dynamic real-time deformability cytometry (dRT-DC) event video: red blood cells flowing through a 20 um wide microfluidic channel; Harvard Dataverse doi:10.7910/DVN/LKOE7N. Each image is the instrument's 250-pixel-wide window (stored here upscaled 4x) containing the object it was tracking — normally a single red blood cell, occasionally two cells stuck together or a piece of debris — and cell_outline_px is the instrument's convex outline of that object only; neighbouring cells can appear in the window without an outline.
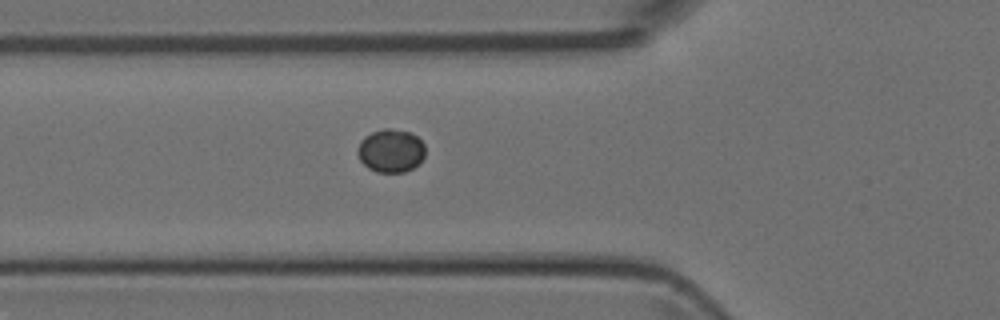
{"species": "Egyptian fruit bat (a non-hibernating species)", "species_latin": "Rousettus aegyptiacus", "temperature_condition": "room temperature", "stored_images_in_passage": 27, "camera_frame_rate_fps": 3000, "um_per_image_px": 0.085, "animal": {"sex": "female"}, "frame": {"image": 1, "passage_image": 2, "time_ms": 0.333, "image_size_px": [1000, 320], "cell_outline_px": [[424, 156], [412, 168], [404, 172], [376, 172], [368, 168], [360, 160], [356, 152], [356, 148], [360, 140], [364, 136], [372, 132], [384, 128], [392, 128], [408, 132], [416, 136], [424, 144]], "centroid_in_image_um": [33.17, 12.8], "position_along_channel_um": 92.6, "area_um2": 17.05}}
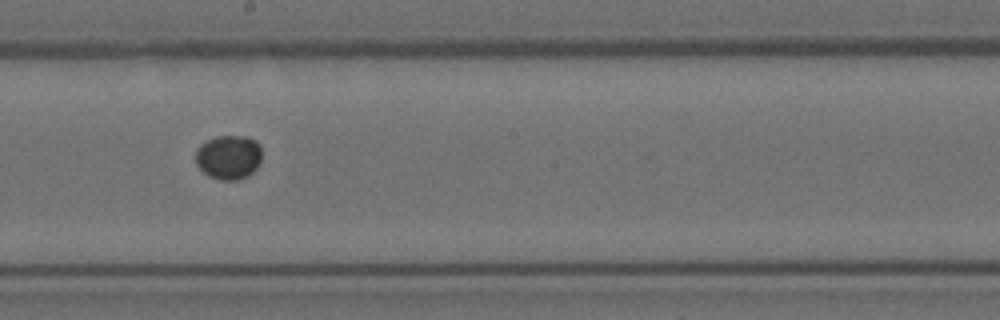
{"frame": {"image": 2, "passage_image": 12, "time_ms": 3.667, "image_size_px": [1000, 320], "cell_outline_px": [[260, 160], [256, 168], [248, 176], [240, 180], [220, 180], [208, 176], [196, 164], [196, 148], [200, 144], [216, 136], [248, 136], [256, 140], [260, 144]], "centroid_in_image_um": [19.43, 13.35], "position_along_channel_um": 228.8, "area_um2": 17.22}}
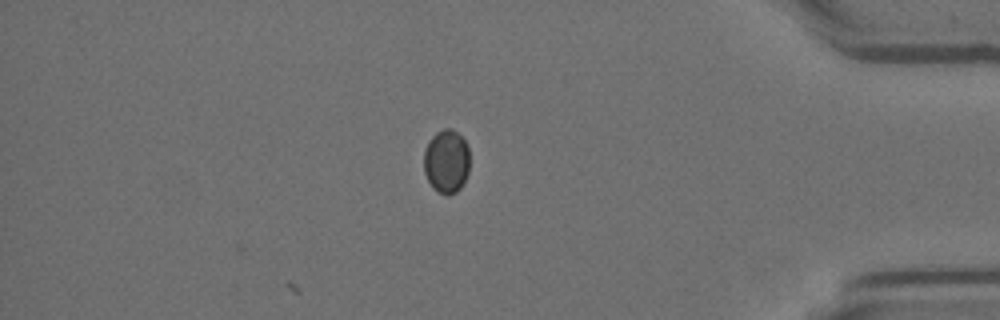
{"frame": {"image": 3, "passage_image": 27, "time_ms": 8.667, "image_size_px": [1000, 320], "cell_outline_px": [[468, 172], [460, 188], [456, 192], [440, 192], [432, 188], [424, 172], [424, 148], [428, 140], [436, 132], [444, 128], [452, 128], [464, 140], [468, 148]], "centroid_in_image_um": [37.91, 13.66], "position_along_channel_um": 397.3, "area_um2": 16.76}}